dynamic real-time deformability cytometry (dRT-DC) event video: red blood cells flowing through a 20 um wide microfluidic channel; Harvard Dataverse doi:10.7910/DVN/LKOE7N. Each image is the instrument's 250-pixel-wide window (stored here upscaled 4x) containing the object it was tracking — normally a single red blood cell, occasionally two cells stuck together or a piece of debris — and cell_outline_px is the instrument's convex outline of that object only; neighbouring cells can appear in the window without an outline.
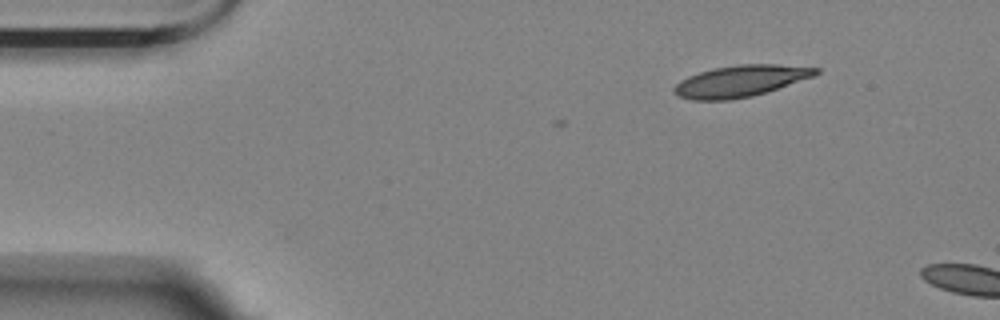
{"species": "Egyptian fruit bat (a non-hibernating species)", "species_latin": "Rousettus aegyptiacus", "temperature_condition": "room temperature", "stored_images_in_passage": 4, "camera_frame_rate_fps": 3000, "um_per_image_px": 0.085, "animal": {"sex": "female"}, "frame": {"image": 1, "passage_image": 1, "time_ms": 0.0, "image_size_px": [1000, 320], "cell_outline_px": [[820, 72], [812, 76], [752, 96], [728, 100], [692, 100], [680, 96], [672, 88], [680, 80], [688, 76], [712, 68], [736, 64], [776, 64], [820, 68]], "centroid_in_image_um": [62.9, 6.87], "position_along_channel_um": 22.1, "area_um2": 25.61}}